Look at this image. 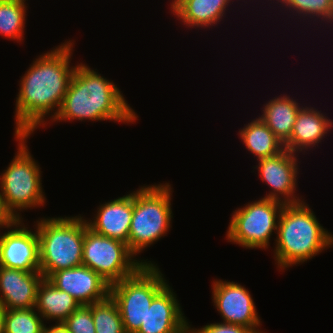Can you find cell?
I'll return each mask as SVG.
<instances>
[{
  "label": "cell",
  "mask_w": 333,
  "mask_h": 333,
  "mask_svg": "<svg viewBox=\"0 0 333 333\" xmlns=\"http://www.w3.org/2000/svg\"><path fill=\"white\" fill-rule=\"evenodd\" d=\"M74 42L65 40L38 55L21 77L15 102L14 135H31L37 128H45L57 115L76 68V64H70Z\"/></svg>",
  "instance_id": "obj_1"
},
{
  "label": "cell",
  "mask_w": 333,
  "mask_h": 333,
  "mask_svg": "<svg viewBox=\"0 0 333 333\" xmlns=\"http://www.w3.org/2000/svg\"><path fill=\"white\" fill-rule=\"evenodd\" d=\"M96 70L82 62L76 65L63 103L51 124L73 120L134 124L139 120L121 89Z\"/></svg>",
  "instance_id": "obj_2"
},
{
  "label": "cell",
  "mask_w": 333,
  "mask_h": 333,
  "mask_svg": "<svg viewBox=\"0 0 333 333\" xmlns=\"http://www.w3.org/2000/svg\"><path fill=\"white\" fill-rule=\"evenodd\" d=\"M275 235L273 258L279 271L303 264L333 247V234L323 228L305 200L284 205Z\"/></svg>",
  "instance_id": "obj_3"
},
{
  "label": "cell",
  "mask_w": 333,
  "mask_h": 333,
  "mask_svg": "<svg viewBox=\"0 0 333 333\" xmlns=\"http://www.w3.org/2000/svg\"><path fill=\"white\" fill-rule=\"evenodd\" d=\"M40 266L44 278L54 272L82 265L85 217H43L36 220Z\"/></svg>",
  "instance_id": "obj_4"
},
{
  "label": "cell",
  "mask_w": 333,
  "mask_h": 333,
  "mask_svg": "<svg viewBox=\"0 0 333 333\" xmlns=\"http://www.w3.org/2000/svg\"><path fill=\"white\" fill-rule=\"evenodd\" d=\"M172 191L167 182L139 186L133 191L128 248L135 256L166 236L172 228Z\"/></svg>",
  "instance_id": "obj_5"
},
{
  "label": "cell",
  "mask_w": 333,
  "mask_h": 333,
  "mask_svg": "<svg viewBox=\"0 0 333 333\" xmlns=\"http://www.w3.org/2000/svg\"><path fill=\"white\" fill-rule=\"evenodd\" d=\"M14 137L19 141L18 151L7 168L0 173V188L8 208L18 219L24 220L21 211L45 206L46 196L42 187L41 167L26 145L31 135Z\"/></svg>",
  "instance_id": "obj_6"
},
{
  "label": "cell",
  "mask_w": 333,
  "mask_h": 333,
  "mask_svg": "<svg viewBox=\"0 0 333 333\" xmlns=\"http://www.w3.org/2000/svg\"><path fill=\"white\" fill-rule=\"evenodd\" d=\"M168 284L157 264H143L133 275L110 286L125 333H136L154 297Z\"/></svg>",
  "instance_id": "obj_7"
},
{
  "label": "cell",
  "mask_w": 333,
  "mask_h": 333,
  "mask_svg": "<svg viewBox=\"0 0 333 333\" xmlns=\"http://www.w3.org/2000/svg\"><path fill=\"white\" fill-rule=\"evenodd\" d=\"M284 205L281 201L261 197L236 208L227 227L226 240L246 249H268L271 235L277 233Z\"/></svg>",
  "instance_id": "obj_8"
},
{
  "label": "cell",
  "mask_w": 333,
  "mask_h": 333,
  "mask_svg": "<svg viewBox=\"0 0 333 333\" xmlns=\"http://www.w3.org/2000/svg\"><path fill=\"white\" fill-rule=\"evenodd\" d=\"M147 260L137 259L126 243L94 232L85 218L82 265L99 274L110 286L133 275L143 264H155Z\"/></svg>",
  "instance_id": "obj_9"
},
{
  "label": "cell",
  "mask_w": 333,
  "mask_h": 333,
  "mask_svg": "<svg viewBox=\"0 0 333 333\" xmlns=\"http://www.w3.org/2000/svg\"><path fill=\"white\" fill-rule=\"evenodd\" d=\"M211 288L213 306L223 319V323L241 325L254 329L257 333H266L260 328L262 322L255 302L244 285L214 279Z\"/></svg>",
  "instance_id": "obj_10"
},
{
  "label": "cell",
  "mask_w": 333,
  "mask_h": 333,
  "mask_svg": "<svg viewBox=\"0 0 333 333\" xmlns=\"http://www.w3.org/2000/svg\"><path fill=\"white\" fill-rule=\"evenodd\" d=\"M298 157V154L284 149L275 156L257 160L258 165L253 168L258 170V177L260 176L262 182L271 190L262 198L278 200L285 204L305 200L303 196L298 197L299 195L295 194L300 174Z\"/></svg>",
  "instance_id": "obj_11"
},
{
  "label": "cell",
  "mask_w": 333,
  "mask_h": 333,
  "mask_svg": "<svg viewBox=\"0 0 333 333\" xmlns=\"http://www.w3.org/2000/svg\"><path fill=\"white\" fill-rule=\"evenodd\" d=\"M23 221L25 220H19L3 234L0 233V266L27 272L39 271V238L36 227L33 231Z\"/></svg>",
  "instance_id": "obj_12"
},
{
  "label": "cell",
  "mask_w": 333,
  "mask_h": 333,
  "mask_svg": "<svg viewBox=\"0 0 333 333\" xmlns=\"http://www.w3.org/2000/svg\"><path fill=\"white\" fill-rule=\"evenodd\" d=\"M48 280L70 294L80 305H90L110 295V285L85 265L54 272Z\"/></svg>",
  "instance_id": "obj_13"
},
{
  "label": "cell",
  "mask_w": 333,
  "mask_h": 333,
  "mask_svg": "<svg viewBox=\"0 0 333 333\" xmlns=\"http://www.w3.org/2000/svg\"><path fill=\"white\" fill-rule=\"evenodd\" d=\"M173 291L167 284L154 297L136 333H189L188 319Z\"/></svg>",
  "instance_id": "obj_14"
},
{
  "label": "cell",
  "mask_w": 333,
  "mask_h": 333,
  "mask_svg": "<svg viewBox=\"0 0 333 333\" xmlns=\"http://www.w3.org/2000/svg\"><path fill=\"white\" fill-rule=\"evenodd\" d=\"M40 271L27 272L0 266V305L4 309L35 308Z\"/></svg>",
  "instance_id": "obj_15"
},
{
  "label": "cell",
  "mask_w": 333,
  "mask_h": 333,
  "mask_svg": "<svg viewBox=\"0 0 333 333\" xmlns=\"http://www.w3.org/2000/svg\"><path fill=\"white\" fill-rule=\"evenodd\" d=\"M96 214L86 219L88 227L94 232L124 242L128 246V236L133 215V192L100 203Z\"/></svg>",
  "instance_id": "obj_16"
},
{
  "label": "cell",
  "mask_w": 333,
  "mask_h": 333,
  "mask_svg": "<svg viewBox=\"0 0 333 333\" xmlns=\"http://www.w3.org/2000/svg\"><path fill=\"white\" fill-rule=\"evenodd\" d=\"M304 106V107H303ZM333 128V119L328 118L318 108L302 105L293 125L290 138L284 143V148L292 153L306 154L327 136ZM308 149V150H307Z\"/></svg>",
  "instance_id": "obj_17"
},
{
  "label": "cell",
  "mask_w": 333,
  "mask_h": 333,
  "mask_svg": "<svg viewBox=\"0 0 333 333\" xmlns=\"http://www.w3.org/2000/svg\"><path fill=\"white\" fill-rule=\"evenodd\" d=\"M235 0H172L170 11L187 28L218 26ZM233 2V3H232ZM226 14V15H225Z\"/></svg>",
  "instance_id": "obj_18"
},
{
  "label": "cell",
  "mask_w": 333,
  "mask_h": 333,
  "mask_svg": "<svg viewBox=\"0 0 333 333\" xmlns=\"http://www.w3.org/2000/svg\"><path fill=\"white\" fill-rule=\"evenodd\" d=\"M297 100V101H296ZM302 104L288 94H280L267 101L259 118L267 125L274 135L285 143L292 134L293 125Z\"/></svg>",
  "instance_id": "obj_19"
},
{
  "label": "cell",
  "mask_w": 333,
  "mask_h": 333,
  "mask_svg": "<svg viewBox=\"0 0 333 333\" xmlns=\"http://www.w3.org/2000/svg\"><path fill=\"white\" fill-rule=\"evenodd\" d=\"M80 304L65 291L43 278L37 289L35 309L44 321L63 323Z\"/></svg>",
  "instance_id": "obj_20"
},
{
  "label": "cell",
  "mask_w": 333,
  "mask_h": 333,
  "mask_svg": "<svg viewBox=\"0 0 333 333\" xmlns=\"http://www.w3.org/2000/svg\"><path fill=\"white\" fill-rule=\"evenodd\" d=\"M237 135L245 145V149L255 156L256 161L275 156L285 149L284 143L274 135L259 117L251 120L248 124H244Z\"/></svg>",
  "instance_id": "obj_21"
},
{
  "label": "cell",
  "mask_w": 333,
  "mask_h": 333,
  "mask_svg": "<svg viewBox=\"0 0 333 333\" xmlns=\"http://www.w3.org/2000/svg\"><path fill=\"white\" fill-rule=\"evenodd\" d=\"M272 3L273 6L276 4L275 8L279 7V12L285 11L282 12L283 15L284 13L286 15L289 13L288 17L291 16L289 17L291 20L294 17L295 19H300V22L303 19L302 21L306 24L308 22L309 25L312 23L318 25L319 23L321 27L325 23L324 27H326L330 23L328 25L329 28L331 25L333 26V0H273V2L269 3L270 8Z\"/></svg>",
  "instance_id": "obj_22"
},
{
  "label": "cell",
  "mask_w": 333,
  "mask_h": 333,
  "mask_svg": "<svg viewBox=\"0 0 333 333\" xmlns=\"http://www.w3.org/2000/svg\"><path fill=\"white\" fill-rule=\"evenodd\" d=\"M26 0H0V36L16 42L24 41L28 10Z\"/></svg>",
  "instance_id": "obj_23"
},
{
  "label": "cell",
  "mask_w": 333,
  "mask_h": 333,
  "mask_svg": "<svg viewBox=\"0 0 333 333\" xmlns=\"http://www.w3.org/2000/svg\"><path fill=\"white\" fill-rule=\"evenodd\" d=\"M45 325L35 308L5 309L4 333H44Z\"/></svg>",
  "instance_id": "obj_24"
},
{
  "label": "cell",
  "mask_w": 333,
  "mask_h": 333,
  "mask_svg": "<svg viewBox=\"0 0 333 333\" xmlns=\"http://www.w3.org/2000/svg\"><path fill=\"white\" fill-rule=\"evenodd\" d=\"M92 318L96 333H125L120 311L110 295L92 304Z\"/></svg>",
  "instance_id": "obj_25"
},
{
  "label": "cell",
  "mask_w": 333,
  "mask_h": 333,
  "mask_svg": "<svg viewBox=\"0 0 333 333\" xmlns=\"http://www.w3.org/2000/svg\"><path fill=\"white\" fill-rule=\"evenodd\" d=\"M70 333H96L92 304L80 305L64 322Z\"/></svg>",
  "instance_id": "obj_26"
},
{
  "label": "cell",
  "mask_w": 333,
  "mask_h": 333,
  "mask_svg": "<svg viewBox=\"0 0 333 333\" xmlns=\"http://www.w3.org/2000/svg\"><path fill=\"white\" fill-rule=\"evenodd\" d=\"M189 325V333H257L254 329L241 325L229 324L223 322L208 323L201 328H192Z\"/></svg>",
  "instance_id": "obj_27"
},
{
  "label": "cell",
  "mask_w": 333,
  "mask_h": 333,
  "mask_svg": "<svg viewBox=\"0 0 333 333\" xmlns=\"http://www.w3.org/2000/svg\"><path fill=\"white\" fill-rule=\"evenodd\" d=\"M19 220L8 208L0 188V231L14 226Z\"/></svg>",
  "instance_id": "obj_28"
},
{
  "label": "cell",
  "mask_w": 333,
  "mask_h": 333,
  "mask_svg": "<svg viewBox=\"0 0 333 333\" xmlns=\"http://www.w3.org/2000/svg\"><path fill=\"white\" fill-rule=\"evenodd\" d=\"M44 333H70L68 328L63 323H55L44 328Z\"/></svg>",
  "instance_id": "obj_29"
},
{
  "label": "cell",
  "mask_w": 333,
  "mask_h": 333,
  "mask_svg": "<svg viewBox=\"0 0 333 333\" xmlns=\"http://www.w3.org/2000/svg\"><path fill=\"white\" fill-rule=\"evenodd\" d=\"M5 309L0 305V333H4Z\"/></svg>",
  "instance_id": "obj_30"
}]
</instances>
